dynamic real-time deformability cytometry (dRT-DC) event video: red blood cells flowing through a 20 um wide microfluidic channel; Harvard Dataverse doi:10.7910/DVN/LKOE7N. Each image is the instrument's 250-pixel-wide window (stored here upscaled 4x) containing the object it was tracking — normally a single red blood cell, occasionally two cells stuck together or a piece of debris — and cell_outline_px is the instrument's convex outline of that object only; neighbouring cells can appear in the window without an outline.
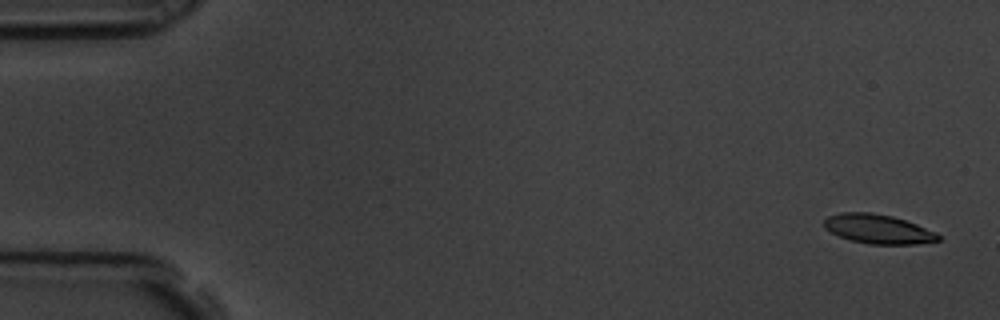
{"species": "common noctule bat (a hibernating species)", "species_latin": "Nyctalus noctula", "temperature_condition": "room temperature", "stored_images_in_passage": 4, "camera_frame_rate_fps": 3000, "um_per_image_px": 0.085, "animal": {"sex": "male", "body_mass_g": 19.5, "forearm_length_mm": 54.6}, "frame": {"image": 1, "passage_image": 1, "time_ms": 0.0, "image_size_px": [1000, 320], "cell_outline_px": [[940, 240], [916, 244], [868, 244], [852, 240], [840, 236], [824, 228], [824, 220], [828, 216], [844, 212], [872, 212], [892, 216], [916, 224], [936, 232], [940, 236]], "centroid_in_image_um": [74.64, 19.46], "position_along_channel_um": 10.4, "area_um2": 19.31}}